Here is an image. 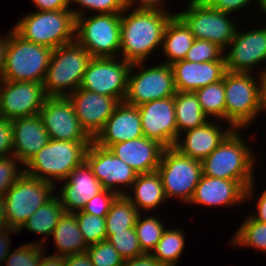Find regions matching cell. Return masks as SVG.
<instances>
[{
  "instance_id": "cell-33",
  "label": "cell",
  "mask_w": 266,
  "mask_h": 266,
  "mask_svg": "<svg viewBox=\"0 0 266 266\" xmlns=\"http://www.w3.org/2000/svg\"><path fill=\"white\" fill-rule=\"evenodd\" d=\"M185 240L181 229L166 228L150 254L164 266H176L184 251Z\"/></svg>"
},
{
  "instance_id": "cell-4",
  "label": "cell",
  "mask_w": 266,
  "mask_h": 266,
  "mask_svg": "<svg viewBox=\"0 0 266 266\" xmlns=\"http://www.w3.org/2000/svg\"><path fill=\"white\" fill-rule=\"evenodd\" d=\"M233 129L206 158L201 161L202 174L235 181H255L253 150Z\"/></svg>"
},
{
  "instance_id": "cell-9",
  "label": "cell",
  "mask_w": 266,
  "mask_h": 266,
  "mask_svg": "<svg viewBox=\"0 0 266 266\" xmlns=\"http://www.w3.org/2000/svg\"><path fill=\"white\" fill-rule=\"evenodd\" d=\"M55 188L54 183L23 173L3 196L8 227L19 231L38 208L55 196Z\"/></svg>"
},
{
  "instance_id": "cell-42",
  "label": "cell",
  "mask_w": 266,
  "mask_h": 266,
  "mask_svg": "<svg viewBox=\"0 0 266 266\" xmlns=\"http://www.w3.org/2000/svg\"><path fill=\"white\" fill-rule=\"evenodd\" d=\"M72 3L82 6L80 9L70 8L75 18L85 15L86 10H93L95 14L122 13L127 7L125 0H70V4Z\"/></svg>"
},
{
  "instance_id": "cell-37",
  "label": "cell",
  "mask_w": 266,
  "mask_h": 266,
  "mask_svg": "<svg viewBox=\"0 0 266 266\" xmlns=\"http://www.w3.org/2000/svg\"><path fill=\"white\" fill-rule=\"evenodd\" d=\"M73 214L76 217L83 239L88 246L107 240L105 217L90 215L81 210L76 211Z\"/></svg>"
},
{
  "instance_id": "cell-5",
  "label": "cell",
  "mask_w": 266,
  "mask_h": 266,
  "mask_svg": "<svg viewBox=\"0 0 266 266\" xmlns=\"http://www.w3.org/2000/svg\"><path fill=\"white\" fill-rule=\"evenodd\" d=\"M92 55L76 40L53 49L43 82L48 97H67L80 87Z\"/></svg>"
},
{
  "instance_id": "cell-10",
  "label": "cell",
  "mask_w": 266,
  "mask_h": 266,
  "mask_svg": "<svg viewBox=\"0 0 266 266\" xmlns=\"http://www.w3.org/2000/svg\"><path fill=\"white\" fill-rule=\"evenodd\" d=\"M157 172L162 178L166 199L175 197L189 204L202 175V164L168 147L161 154Z\"/></svg>"
},
{
  "instance_id": "cell-24",
  "label": "cell",
  "mask_w": 266,
  "mask_h": 266,
  "mask_svg": "<svg viewBox=\"0 0 266 266\" xmlns=\"http://www.w3.org/2000/svg\"><path fill=\"white\" fill-rule=\"evenodd\" d=\"M11 125L13 133L12 155L25 166L48 143V132L39 114L14 119L11 121Z\"/></svg>"
},
{
  "instance_id": "cell-45",
  "label": "cell",
  "mask_w": 266,
  "mask_h": 266,
  "mask_svg": "<svg viewBox=\"0 0 266 266\" xmlns=\"http://www.w3.org/2000/svg\"><path fill=\"white\" fill-rule=\"evenodd\" d=\"M13 133L11 120L0 116V158L12 155Z\"/></svg>"
},
{
  "instance_id": "cell-28",
  "label": "cell",
  "mask_w": 266,
  "mask_h": 266,
  "mask_svg": "<svg viewBox=\"0 0 266 266\" xmlns=\"http://www.w3.org/2000/svg\"><path fill=\"white\" fill-rule=\"evenodd\" d=\"M131 188L133 195H131V192H127L125 196L134 204L139 212L140 210L153 211L163 201H167L162 178L157 171L138 174Z\"/></svg>"
},
{
  "instance_id": "cell-11",
  "label": "cell",
  "mask_w": 266,
  "mask_h": 266,
  "mask_svg": "<svg viewBox=\"0 0 266 266\" xmlns=\"http://www.w3.org/2000/svg\"><path fill=\"white\" fill-rule=\"evenodd\" d=\"M186 8L177 15L190 28L195 39L208 40L223 51L228 49L239 28L230 19L232 14L213 9L204 0H190Z\"/></svg>"
},
{
  "instance_id": "cell-50",
  "label": "cell",
  "mask_w": 266,
  "mask_h": 266,
  "mask_svg": "<svg viewBox=\"0 0 266 266\" xmlns=\"http://www.w3.org/2000/svg\"><path fill=\"white\" fill-rule=\"evenodd\" d=\"M123 266H164L160 264L151 254L144 253L136 258L127 259Z\"/></svg>"
},
{
  "instance_id": "cell-44",
  "label": "cell",
  "mask_w": 266,
  "mask_h": 266,
  "mask_svg": "<svg viewBox=\"0 0 266 266\" xmlns=\"http://www.w3.org/2000/svg\"><path fill=\"white\" fill-rule=\"evenodd\" d=\"M118 196L119 194L112 190L103 189L91 200L87 201L81 211L98 217H106Z\"/></svg>"
},
{
  "instance_id": "cell-30",
  "label": "cell",
  "mask_w": 266,
  "mask_h": 266,
  "mask_svg": "<svg viewBox=\"0 0 266 266\" xmlns=\"http://www.w3.org/2000/svg\"><path fill=\"white\" fill-rule=\"evenodd\" d=\"M174 107L178 137L182 136L183 132L202 126L210 120L201 109L195 92L177 91L174 96Z\"/></svg>"
},
{
  "instance_id": "cell-20",
  "label": "cell",
  "mask_w": 266,
  "mask_h": 266,
  "mask_svg": "<svg viewBox=\"0 0 266 266\" xmlns=\"http://www.w3.org/2000/svg\"><path fill=\"white\" fill-rule=\"evenodd\" d=\"M81 127L94 139L120 103L116 98L78 88L69 94Z\"/></svg>"
},
{
  "instance_id": "cell-31",
  "label": "cell",
  "mask_w": 266,
  "mask_h": 266,
  "mask_svg": "<svg viewBox=\"0 0 266 266\" xmlns=\"http://www.w3.org/2000/svg\"><path fill=\"white\" fill-rule=\"evenodd\" d=\"M64 213V207L61 205L59 198L55 195L46 204L38 208L36 212L27 219L18 232L26 228L25 230L29 232L38 233V235L43 234L44 237L41 241L35 242V244L43 246V243L48 241L47 238L49 239V236Z\"/></svg>"
},
{
  "instance_id": "cell-22",
  "label": "cell",
  "mask_w": 266,
  "mask_h": 266,
  "mask_svg": "<svg viewBox=\"0 0 266 266\" xmlns=\"http://www.w3.org/2000/svg\"><path fill=\"white\" fill-rule=\"evenodd\" d=\"M138 107L120 102L93 141L101 147L143 137Z\"/></svg>"
},
{
  "instance_id": "cell-19",
  "label": "cell",
  "mask_w": 266,
  "mask_h": 266,
  "mask_svg": "<svg viewBox=\"0 0 266 266\" xmlns=\"http://www.w3.org/2000/svg\"><path fill=\"white\" fill-rule=\"evenodd\" d=\"M138 111L144 136L165 148L174 147L178 139L174 96L144 103L138 106Z\"/></svg>"
},
{
  "instance_id": "cell-41",
  "label": "cell",
  "mask_w": 266,
  "mask_h": 266,
  "mask_svg": "<svg viewBox=\"0 0 266 266\" xmlns=\"http://www.w3.org/2000/svg\"><path fill=\"white\" fill-rule=\"evenodd\" d=\"M223 54L224 51L216 44L208 40L195 39L185 60L195 63L225 61Z\"/></svg>"
},
{
  "instance_id": "cell-53",
  "label": "cell",
  "mask_w": 266,
  "mask_h": 266,
  "mask_svg": "<svg viewBox=\"0 0 266 266\" xmlns=\"http://www.w3.org/2000/svg\"><path fill=\"white\" fill-rule=\"evenodd\" d=\"M9 34L6 35L5 38H3V35L0 36V77L3 72L4 64H5V55H6V48L9 42Z\"/></svg>"
},
{
  "instance_id": "cell-23",
  "label": "cell",
  "mask_w": 266,
  "mask_h": 266,
  "mask_svg": "<svg viewBox=\"0 0 266 266\" xmlns=\"http://www.w3.org/2000/svg\"><path fill=\"white\" fill-rule=\"evenodd\" d=\"M164 148L158 141L145 136L109 147L114 155L126 162L137 174L157 171Z\"/></svg>"
},
{
  "instance_id": "cell-32",
  "label": "cell",
  "mask_w": 266,
  "mask_h": 266,
  "mask_svg": "<svg viewBox=\"0 0 266 266\" xmlns=\"http://www.w3.org/2000/svg\"><path fill=\"white\" fill-rule=\"evenodd\" d=\"M139 214L140 212L125 195H119L105 217L107 239L115 232L135 229Z\"/></svg>"
},
{
  "instance_id": "cell-16",
  "label": "cell",
  "mask_w": 266,
  "mask_h": 266,
  "mask_svg": "<svg viewBox=\"0 0 266 266\" xmlns=\"http://www.w3.org/2000/svg\"><path fill=\"white\" fill-rule=\"evenodd\" d=\"M254 181H235L201 175L189 204L231 207L252 199Z\"/></svg>"
},
{
  "instance_id": "cell-6",
  "label": "cell",
  "mask_w": 266,
  "mask_h": 266,
  "mask_svg": "<svg viewBox=\"0 0 266 266\" xmlns=\"http://www.w3.org/2000/svg\"><path fill=\"white\" fill-rule=\"evenodd\" d=\"M53 49L32 43L10 31L0 80L43 83Z\"/></svg>"
},
{
  "instance_id": "cell-40",
  "label": "cell",
  "mask_w": 266,
  "mask_h": 266,
  "mask_svg": "<svg viewBox=\"0 0 266 266\" xmlns=\"http://www.w3.org/2000/svg\"><path fill=\"white\" fill-rule=\"evenodd\" d=\"M124 260L136 258L143 255L135 229H127L115 232L107 239Z\"/></svg>"
},
{
  "instance_id": "cell-1",
  "label": "cell",
  "mask_w": 266,
  "mask_h": 266,
  "mask_svg": "<svg viewBox=\"0 0 266 266\" xmlns=\"http://www.w3.org/2000/svg\"><path fill=\"white\" fill-rule=\"evenodd\" d=\"M128 10L132 12L127 15ZM177 13L126 7L121 13L120 58L131 64L144 63L157 46H162L165 28Z\"/></svg>"
},
{
  "instance_id": "cell-15",
  "label": "cell",
  "mask_w": 266,
  "mask_h": 266,
  "mask_svg": "<svg viewBox=\"0 0 266 266\" xmlns=\"http://www.w3.org/2000/svg\"><path fill=\"white\" fill-rule=\"evenodd\" d=\"M85 161L103 188L112 190L119 195H126L128 192L126 190L131 189L138 175L133 168L114 155L109 148L101 147L94 141L87 149Z\"/></svg>"
},
{
  "instance_id": "cell-27",
  "label": "cell",
  "mask_w": 266,
  "mask_h": 266,
  "mask_svg": "<svg viewBox=\"0 0 266 266\" xmlns=\"http://www.w3.org/2000/svg\"><path fill=\"white\" fill-rule=\"evenodd\" d=\"M194 40L186 23L178 15L173 16L164 31L161 51L166 60L162 63L171 65L184 60Z\"/></svg>"
},
{
  "instance_id": "cell-7",
  "label": "cell",
  "mask_w": 266,
  "mask_h": 266,
  "mask_svg": "<svg viewBox=\"0 0 266 266\" xmlns=\"http://www.w3.org/2000/svg\"><path fill=\"white\" fill-rule=\"evenodd\" d=\"M13 29L32 43L55 49L75 40V16L70 9L34 11L18 20Z\"/></svg>"
},
{
  "instance_id": "cell-38",
  "label": "cell",
  "mask_w": 266,
  "mask_h": 266,
  "mask_svg": "<svg viewBox=\"0 0 266 266\" xmlns=\"http://www.w3.org/2000/svg\"><path fill=\"white\" fill-rule=\"evenodd\" d=\"M46 246L31 243L23 244L8 254L5 258V266H39Z\"/></svg>"
},
{
  "instance_id": "cell-46",
  "label": "cell",
  "mask_w": 266,
  "mask_h": 266,
  "mask_svg": "<svg viewBox=\"0 0 266 266\" xmlns=\"http://www.w3.org/2000/svg\"><path fill=\"white\" fill-rule=\"evenodd\" d=\"M211 8L220 12L233 14L244 9L253 1L257 0H204Z\"/></svg>"
},
{
  "instance_id": "cell-47",
  "label": "cell",
  "mask_w": 266,
  "mask_h": 266,
  "mask_svg": "<svg viewBox=\"0 0 266 266\" xmlns=\"http://www.w3.org/2000/svg\"><path fill=\"white\" fill-rule=\"evenodd\" d=\"M135 2H138V5H135ZM163 2L164 0H125L126 6L129 8L137 10H159L170 14V12L165 9V5H163L165 2Z\"/></svg>"
},
{
  "instance_id": "cell-36",
  "label": "cell",
  "mask_w": 266,
  "mask_h": 266,
  "mask_svg": "<svg viewBox=\"0 0 266 266\" xmlns=\"http://www.w3.org/2000/svg\"><path fill=\"white\" fill-rule=\"evenodd\" d=\"M134 228L140 248L143 253L147 254L152 252L166 229L161 219L156 216H147V218L145 216V218H143L141 213L137 218Z\"/></svg>"
},
{
  "instance_id": "cell-8",
  "label": "cell",
  "mask_w": 266,
  "mask_h": 266,
  "mask_svg": "<svg viewBox=\"0 0 266 266\" xmlns=\"http://www.w3.org/2000/svg\"><path fill=\"white\" fill-rule=\"evenodd\" d=\"M75 40L92 57H119L121 13L81 15L75 18Z\"/></svg>"
},
{
  "instance_id": "cell-52",
  "label": "cell",
  "mask_w": 266,
  "mask_h": 266,
  "mask_svg": "<svg viewBox=\"0 0 266 266\" xmlns=\"http://www.w3.org/2000/svg\"><path fill=\"white\" fill-rule=\"evenodd\" d=\"M256 203L257 212L255 213L257 214H250V217L256 221L266 223V190L263 191Z\"/></svg>"
},
{
  "instance_id": "cell-48",
  "label": "cell",
  "mask_w": 266,
  "mask_h": 266,
  "mask_svg": "<svg viewBox=\"0 0 266 266\" xmlns=\"http://www.w3.org/2000/svg\"><path fill=\"white\" fill-rule=\"evenodd\" d=\"M38 11H60L70 9V0H32Z\"/></svg>"
},
{
  "instance_id": "cell-13",
  "label": "cell",
  "mask_w": 266,
  "mask_h": 266,
  "mask_svg": "<svg viewBox=\"0 0 266 266\" xmlns=\"http://www.w3.org/2000/svg\"><path fill=\"white\" fill-rule=\"evenodd\" d=\"M131 65L120 57H93L79 88L124 102Z\"/></svg>"
},
{
  "instance_id": "cell-21",
  "label": "cell",
  "mask_w": 266,
  "mask_h": 266,
  "mask_svg": "<svg viewBox=\"0 0 266 266\" xmlns=\"http://www.w3.org/2000/svg\"><path fill=\"white\" fill-rule=\"evenodd\" d=\"M62 182L60 193L56 196L66 213L82 210L87 201L104 189L86 161L75 167Z\"/></svg>"
},
{
  "instance_id": "cell-26",
  "label": "cell",
  "mask_w": 266,
  "mask_h": 266,
  "mask_svg": "<svg viewBox=\"0 0 266 266\" xmlns=\"http://www.w3.org/2000/svg\"><path fill=\"white\" fill-rule=\"evenodd\" d=\"M177 91L195 92L209 84L223 79L225 61L195 63L180 60L171 64Z\"/></svg>"
},
{
  "instance_id": "cell-12",
  "label": "cell",
  "mask_w": 266,
  "mask_h": 266,
  "mask_svg": "<svg viewBox=\"0 0 266 266\" xmlns=\"http://www.w3.org/2000/svg\"><path fill=\"white\" fill-rule=\"evenodd\" d=\"M146 65L143 62L131 65L124 99L126 104L138 107L152 100L175 96L177 90L171 65L160 63L149 68ZM135 67L139 69L136 73Z\"/></svg>"
},
{
  "instance_id": "cell-39",
  "label": "cell",
  "mask_w": 266,
  "mask_h": 266,
  "mask_svg": "<svg viewBox=\"0 0 266 266\" xmlns=\"http://www.w3.org/2000/svg\"><path fill=\"white\" fill-rule=\"evenodd\" d=\"M86 252L93 266H123L125 261L108 240L89 245Z\"/></svg>"
},
{
  "instance_id": "cell-29",
  "label": "cell",
  "mask_w": 266,
  "mask_h": 266,
  "mask_svg": "<svg viewBox=\"0 0 266 266\" xmlns=\"http://www.w3.org/2000/svg\"><path fill=\"white\" fill-rule=\"evenodd\" d=\"M53 236L57 256H70L85 253L88 245L79 230L78 222L73 213H64L59 223L54 228L50 237Z\"/></svg>"
},
{
  "instance_id": "cell-54",
  "label": "cell",
  "mask_w": 266,
  "mask_h": 266,
  "mask_svg": "<svg viewBox=\"0 0 266 266\" xmlns=\"http://www.w3.org/2000/svg\"><path fill=\"white\" fill-rule=\"evenodd\" d=\"M7 227H8V222L6 219L4 197L0 196V229Z\"/></svg>"
},
{
  "instance_id": "cell-51",
  "label": "cell",
  "mask_w": 266,
  "mask_h": 266,
  "mask_svg": "<svg viewBox=\"0 0 266 266\" xmlns=\"http://www.w3.org/2000/svg\"><path fill=\"white\" fill-rule=\"evenodd\" d=\"M64 266H93L87 252L65 257Z\"/></svg>"
},
{
  "instance_id": "cell-56",
  "label": "cell",
  "mask_w": 266,
  "mask_h": 266,
  "mask_svg": "<svg viewBox=\"0 0 266 266\" xmlns=\"http://www.w3.org/2000/svg\"><path fill=\"white\" fill-rule=\"evenodd\" d=\"M256 2L259 5L260 10H262V12L266 14V0H257Z\"/></svg>"
},
{
  "instance_id": "cell-34",
  "label": "cell",
  "mask_w": 266,
  "mask_h": 266,
  "mask_svg": "<svg viewBox=\"0 0 266 266\" xmlns=\"http://www.w3.org/2000/svg\"><path fill=\"white\" fill-rule=\"evenodd\" d=\"M201 109L210 120L225 121V89L223 79L195 91Z\"/></svg>"
},
{
  "instance_id": "cell-14",
  "label": "cell",
  "mask_w": 266,
  "mask_h": 266,
  "mask_svg": "<svg viewBox=\"0 0 266 266\" xmlns=\"http://www.w3.org/2000/svg\"><path fill=\"white\" fill-rule=\"evenodd\" d=\"M47 97L43 83L0 80V116L12 121L39 114Z\"/></svg>"
},
{
  "instance_id": "cell-25",
  "label": "cell",
  "mask_w": 266,
  "mask_h": 266,
  "mask_svg": "<svg viewBox=\"0 0 266 266\" xmlns=\"http://www.w3.org/2000/svg\"><path fill=\"white\" fill-rule=\"evenodd\" d=\"M214 121L209 120L202 126L185 131L182 136L185 138L179 136L174 148L185 156L202 161L233 130L230 125L223 129L219 126L220 123H217L219 120Z\"/></svg>"
},
{
  "instance_id": "cell-3",
  "label": "cell",
  "mask_w": 266,
  "mask_h": 266,
  "mask_svg": "<svg viewBox=\"0 0 266 266\" xmlns=\"http://www.w3.org/2000/svg\"><path fill=\"white\" fill-rule=\"evenodd\" d=\"M91 142L49 139L25 165L24 173L54 184L62 181L85 161Z\"/></svg>"
},
{
  "instance_id": "cell-43",
  "label": "cell",
  "mask_w": 266,
  "mask_h": 266,
  "mask_svg": "<svg viewBox=\"0 0 266 266\" xmlns=\"http://www.w3.org/2000/svg\"><path fill=\"white\" fill-rule=\"evenodd\" d=\"M17 162L20 161L13 155L0 158V196L2 197L24 173L23 168L17 166Z\"/></svg>"
},
{
  "instance_id": "cell-18",
  "label": "cell",
  "mask_w": 266,
  "mask_h": 266,
  "mask_svg": "<svg viewBox=\"0 0 266 266\" xmlns=\"http://www.w3.org/2000/svg\"><path fill=\"white\" fill-rule=\"evenodd\" d=\"M228 47L223 55L226 71L254 73V67L266 61V27L244 32L237 29Z\"/></svg>"
},
{
  "instance_id": "cell-2",
  "label": "cell",
  "mask_w": 266,
  "mask_h": 266,
  "mask_svg": "<svg viewBox=\"0 0 266 266\" xmlns=\"http://www.w3.org/2000/svg\"><path fill=\"white\" fill-rule=\"evenodd\" d=\"M253 75V76H252ZM229 72L223 76L225 89V123L233 129H245L262 111V75Z\"/></svg>"
},
{
  "instance_id": "cell-17",
  "label": "cell",
  "mask_w": 266,
  "mask_h": 266,
  "mask_svg": "<svg viewBox=\"0 0 266 266\" xmlns=\"http://www.w3.org/2000/svg\"><path fill=\"white\" fill-rule=\"evenodd\" d=\"M49 139L62 141H93L81 127L68 97H47L39 112Z\"/></svg>"
},
{
  "instance_id": "cell-55",
  "label": "cell",
  "mask_w": 266,
  "mask_h": 266,
  "mask_svg": "<svg viewBox=\"0 0 266 266\" xmlns=\"http://www.w3.org/2000/svg\"><path fill=\"white\" fill-rule=\"evenodd\" d=\"M259 75H262V111H266V67L259 71Z\"/></svg>"
},
{
  "instance_id": "cell-35",
  "label": "cell",
  "mask_w": 266,
  "mask_h": 266,
  "mask_svg": "<svg viewBox=\"0 0 266 266\" xmlns=\"http://www.w3.org/2000/svg\"><path fill=\"white\" fill-rule=\"evenodd\" d=\"M231 241L232 246L252 247L266 253V223L248 216L238 227Z\"/></svg>"
},
{
  "instance_id": "cell-49",
  "label": "cell",
  "mask_w": 266,
  "mask_h": 266,
  "mask_svg": "<svg viewBox=\"0 0 266 266\" xmlns=\"http://www.w3.org/2000/svg\"><path fill=\"white\" fill-rule=\"evenodd\" d=\"M10 233L18 234V231L10 227L0 229V266L4 264L5 258L10 253Z\"/></svg>"
}]
</instances>
